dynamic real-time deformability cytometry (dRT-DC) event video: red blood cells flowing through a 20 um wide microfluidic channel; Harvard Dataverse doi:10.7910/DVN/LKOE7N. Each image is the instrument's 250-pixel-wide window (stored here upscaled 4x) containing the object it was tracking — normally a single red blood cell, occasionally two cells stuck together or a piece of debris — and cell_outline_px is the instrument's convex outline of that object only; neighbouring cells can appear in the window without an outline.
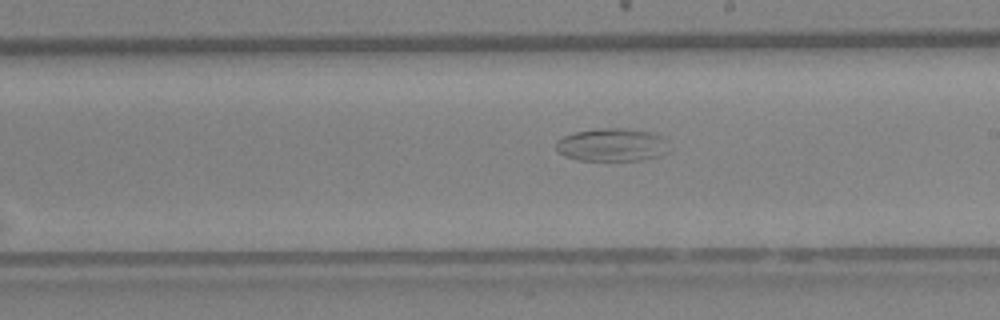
{"species": "Egyptian fruit bat (a non-hibernating species)", "species_latin": "Rousettus aegyptiacus", "temperature_condition": "warm", "stored_images_in_passage": 47, "camera_frame_rate_fps": 3000, "um_per_image_px": 0.085, "animal": {"sex": "female"}, "frame": {"image": 1, "passage_image": 20, "time_ms": 6.333, "image_size_px": [1000, 320], "cell_outline_px": [[672, 148], [668, 152], [660, 156], [644, 160], [580, 160], [564, 156], [556, 148], [556, 140], [572, 132], [600, 128], [624, 128], [652, 132], [664, 136], [668, 140]], "centroid_in_image_um": [52.1, 12.3], "position_along_channel_um": 236.9, "area_um2": 22.25}}
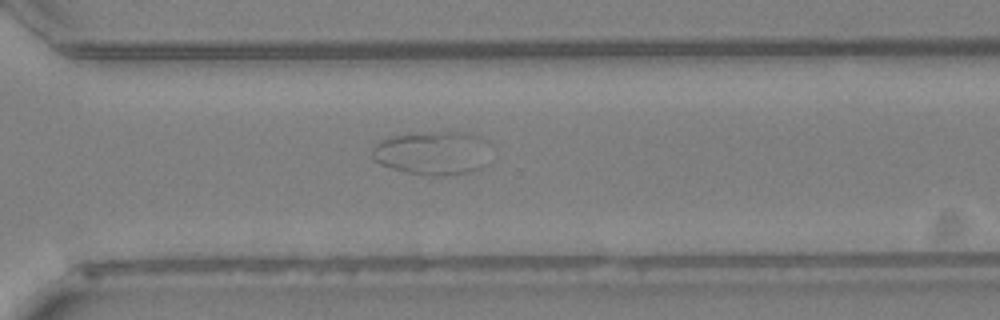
{"frame": {"image": 2, "passage_image": 29, "time_ms": 9.333, "image_size_px": [1000, 320], "cell_outline_px": [[492, 144], [480, 168], [468, 172], [440, 176], [428, 176], [404, 172], [380, 164], [372, 156], [372, 148], [376, 144], [392, 136], [432, 132], [468, 132], [480, 136], [488, 140]], "centroid_in_image_um": [36.81, 13.0], "position_along_channel_um": 333.8, "area_um2": 30.11}}
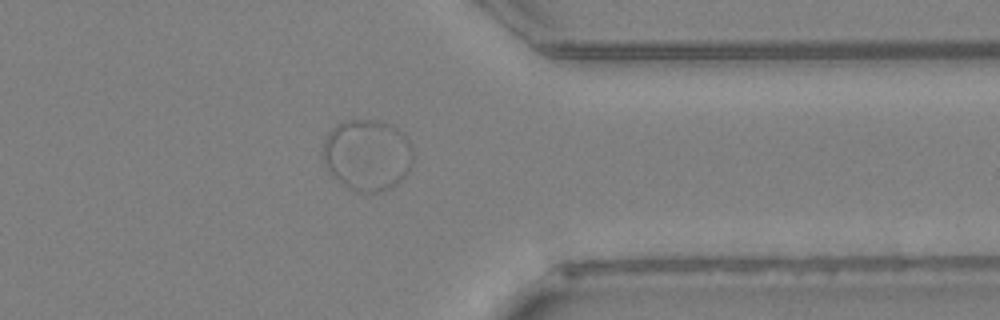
{"frame": {"image": 3, "passage_image": 34, "time_ms": 11.0, "image_size_px": [1000, 320], "cell_outline_px": [[412, 160], [408, 172], [392, 188], [380, 192], [360, 192], [348, 188], [328, 168], [320, 156], [320, 152], [324, 140], [328, 132], [336, 124], [344, 120], [380, 120], [392, 124], [412, 144]], "centroid_in_image_um": [31.2, 13.14], "position_along_channel_um": 380.2, "area_um2": 37.63}}